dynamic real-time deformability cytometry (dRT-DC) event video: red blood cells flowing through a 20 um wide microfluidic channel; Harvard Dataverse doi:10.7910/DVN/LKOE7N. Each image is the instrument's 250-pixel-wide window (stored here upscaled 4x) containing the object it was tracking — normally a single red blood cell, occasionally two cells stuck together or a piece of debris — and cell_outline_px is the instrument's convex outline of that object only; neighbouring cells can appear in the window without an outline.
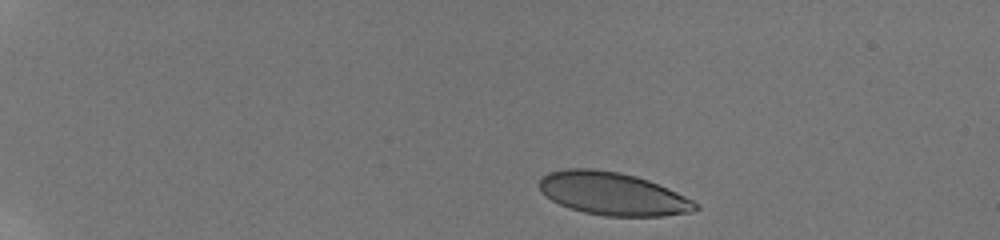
{"species": "human", "species_latin": "Homo sapiens", "temperature_condition": "room temperature", "stored_images_in_passage": 25, "camera_frame_rate_fps": 3000, "um_per_image_px": 0.085, "donor": {"sex": "male"}, "frame": {"image": 1, "passage_image": 1, "time_ms": 0.0, "image_size_px": [1000, 240], "cell_outline_px": [[700, 208], [692, 212], [660, 216], [604, 216], [584, 212], [560, 204], [552, 200], [540, 188], [540, 180], [548, 172], [564, 168], [592, 168], [620, 172], [636, 176], [648, 180], [668, 188], [700, 204]], "centroid_in_image_um": [52.11, 16.46], "position_along_channel_um": 32.9, "area_um2": 38.84}}
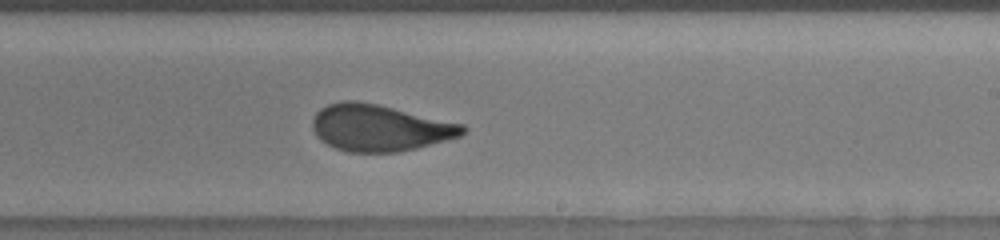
{"frame": {"image": 2, "passage_image": 16, "time_ms": 8.667, "image_size_px": [1000, 240], "cell_outline_px": [[468, 128], [460, 136], [416, 148], [400, 152], [348, 152], [336, 148], [320, 140], [316, 136], [312, 128], [312, 120], [316, 112], [320, 108], [328, 104], [340, 100], [356, 100], [380, 104], [464, 124]], "centroid_in_image_um": [32.25, 10.85], "position_along_channel_um": 256.8, "area_um2": 41.1}}
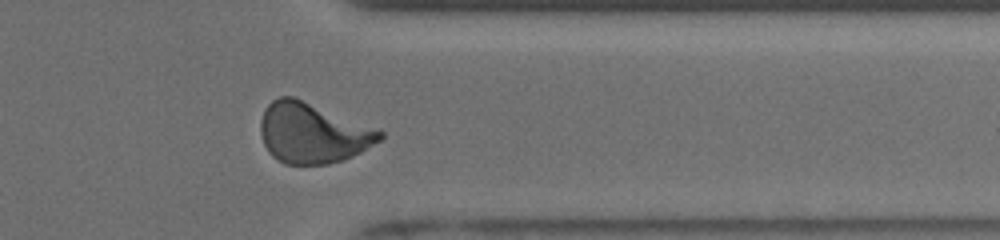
{"frame": {"image": 3, "passage_image": 22, "time_ms": 12.0, "image_size_px": [1000, 240], "cell_outline_px": [[384, 136], [380, 140], [360, 152], [344, 160], [328, 164], [284, 164], [272, 156], [268, 152], [264, 144], [260, 132], [260, 120], [268, 104], [272, 100], [280, 96], [292, 96], [384, 132]], "centroid_in_image_um": [26.53, 11.33], "position_along_channel_um": 384.9, "area_um2": 41.38}, "authors_computed_cell_mechanics": {"area_um2": 40.749, "velocity_mm_per_s": 3.8655, "shape_relaxation_time_tau1_ms": 8.375, "shape_relaxation_time_tau2_ms": 0.6347, "deformation_change_tau1": 0.2354, "deformation_change_tau2": 0.0741}}